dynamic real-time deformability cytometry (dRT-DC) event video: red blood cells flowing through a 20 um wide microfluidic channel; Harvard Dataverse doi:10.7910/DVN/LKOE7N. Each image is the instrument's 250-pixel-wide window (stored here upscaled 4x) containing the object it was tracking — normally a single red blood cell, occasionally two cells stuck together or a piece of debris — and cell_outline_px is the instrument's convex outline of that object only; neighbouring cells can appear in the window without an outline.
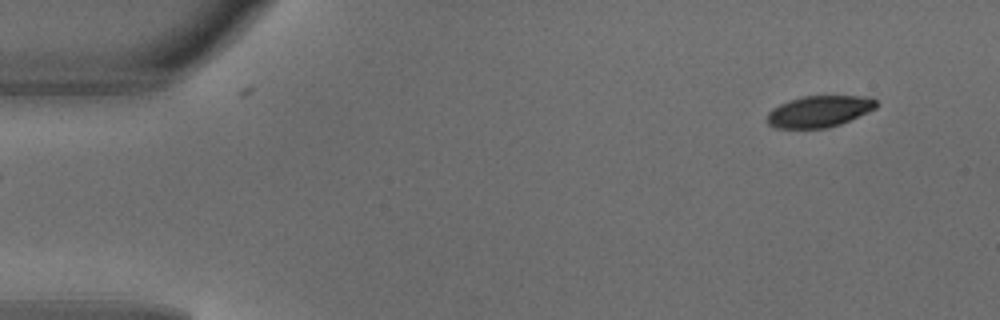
{"species": "common noctule bat (a hibernating species)", "species_latin": "Nyctalus noctula", "temperature_condition": "warm", "stored_images_in_passage": 5, "segment_of_instrument_passage": [2, 2], "camera_frame_rate_fps": 3000, "um_per_image_px": 0.085, "animal": {"sex": "male", "body_mass_g": 18.8}, "frame": {"image": 1, "passage_image": 5, "time_ms": 1.333, "image_size_px": [1000, 320], "cell_outline_px": [[880, 104], [876, 108], [868, 112], [840, 124], [828, 128], [776, 128], [768, 124], [768, 112], [772, 108], [788, 100], [804, 96], [872, 96]], "centroid_in_image_um": [69.67, 9.46], "position_along_channel_um": 15.3, "area_um2": 20.11}}